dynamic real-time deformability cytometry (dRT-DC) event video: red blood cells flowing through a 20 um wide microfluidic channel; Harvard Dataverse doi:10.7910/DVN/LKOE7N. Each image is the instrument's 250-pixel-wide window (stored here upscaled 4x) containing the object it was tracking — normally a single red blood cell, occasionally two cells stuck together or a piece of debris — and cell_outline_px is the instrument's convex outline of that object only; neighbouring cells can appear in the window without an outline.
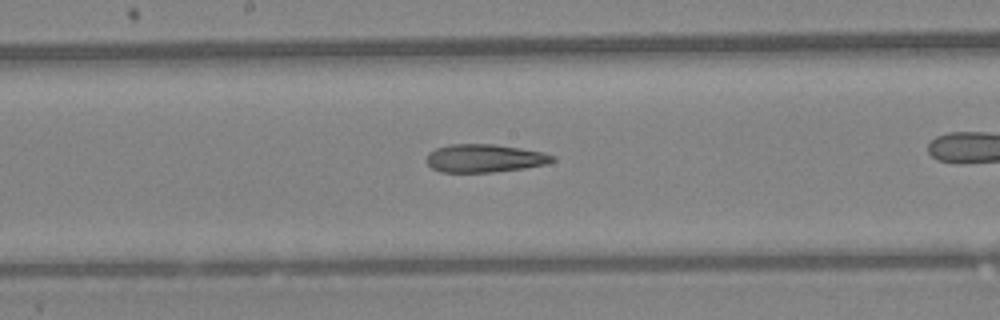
{"species": "Egyptian fruit bat (a non-hibernating species)", "species_latin": "Rousettus aegyptiacus", "temperature_condition": "warm", "stored_images_in_passage": 29, "camera_frame_rate_fps": 3000, "um_per_image_px": 0.085, "animal": {"sex": "female"}, "frame": {"image": 1, "passage_image": 17, "time_ms": 5.333, "image_size_px": [1000, 320], "cell_outline_px": [[556, 160], [544, 164], [524, 168], [492, 172], [440, 172], [432, 168], [428, 164], [428, 152], [436, 148], [448, 144], [496, 144], [544, 152], [556, 156]], "centroid_in_image_um": [41.2, 13.44], "position_along_channel_um": 207.0, "area_um2": 20.63}}
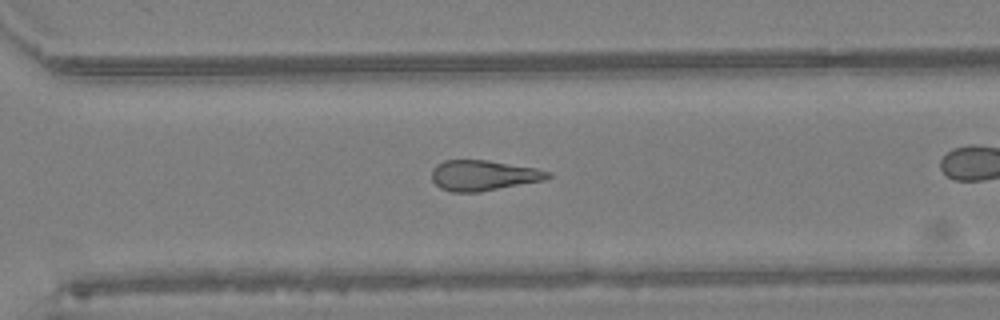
{"frame": {"image": 2, "passage_image": 25, "time_ms": 8.0, "image_size_px": [1000, 320], "cell_outline_px": [[552, 176], [544, 180], [476, 192], [452, 192], [440, 188], [432, 180], [432, 168], [436, 164], [444, 160], [488, 160], [536, 168], [552, 172]], "centroid_in_image_um": [41.07, 14.9], "position_along_channel_um": 329.5, "area_um2": 20.52}}